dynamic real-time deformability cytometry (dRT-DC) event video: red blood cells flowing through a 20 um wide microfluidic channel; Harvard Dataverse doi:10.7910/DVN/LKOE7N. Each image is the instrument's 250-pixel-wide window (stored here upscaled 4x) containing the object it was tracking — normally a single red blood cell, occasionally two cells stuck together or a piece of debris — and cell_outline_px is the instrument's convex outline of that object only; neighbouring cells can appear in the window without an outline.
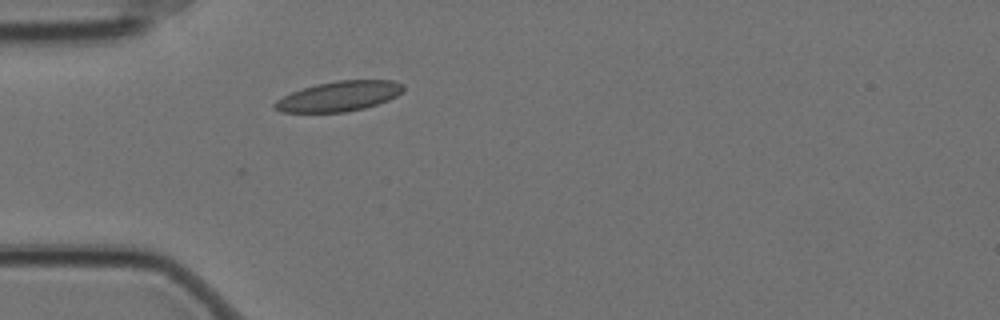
{"species": "Egyptian fruit bat (a non-hibernating species)", "species_latin": "Rousettus aegyptiacus", "temperature_condition": "cold", "stored_images_in_passage": 2, "camera_frame_rate_fps": 3000, "um_per_image_px": 0.085, "animal": {"sex": "female"}, "frame": {"image": 1, "passage_image": 2, "time_ms": 0.333, "image_size_px": [1000, 320], "cell_outline_px": [[404, 88], [396, 96], [388, 100], [364, 108], [344, 112], [280, 112], [272, 104], [276, 100], [292, 92], [316, 84], [336, 80], [392, 80], [404, 84]], "centroid_in_image_um": [28.82, 8.17], "position_along_channel_um": 56.2, "area_um2": 22.31}}